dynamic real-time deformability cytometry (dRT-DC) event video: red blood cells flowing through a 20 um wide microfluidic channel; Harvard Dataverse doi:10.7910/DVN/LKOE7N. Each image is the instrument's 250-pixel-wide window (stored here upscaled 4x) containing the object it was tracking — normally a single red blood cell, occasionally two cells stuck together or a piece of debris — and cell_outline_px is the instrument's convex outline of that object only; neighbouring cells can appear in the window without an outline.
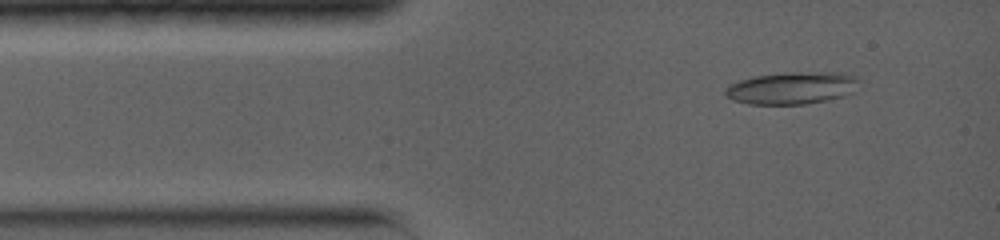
{"species": "common noctule bat (a hibernating species)", "species_latin": "Nyctalus noctula", "temperature_condition": "warm", "stored_images_in_passage": 8, "camera_frame_rate_fps": 5000, "um_per_image_px": 0.085, "animal": {"sex": "female", "body_mass_g": 19.0, "forearm_length_mm": 56.7}, "frame": {"image": 1, "passage_image": 1, "time_ms": 0.0, "image_size_px": [1000, 240], "cell_outline_px": [[860, 80], [852, 92], [844, 96], [828, 100], [804, 104], [748, 104], [732, 100], [724, 92], [728, 84], [752, 76], [784, 72], [840, 72], [856, 76]], "centroid_in_image_um": [67.31, 7.47], "position_along_channel_um": 17.7, "area_um2": 25.37}}
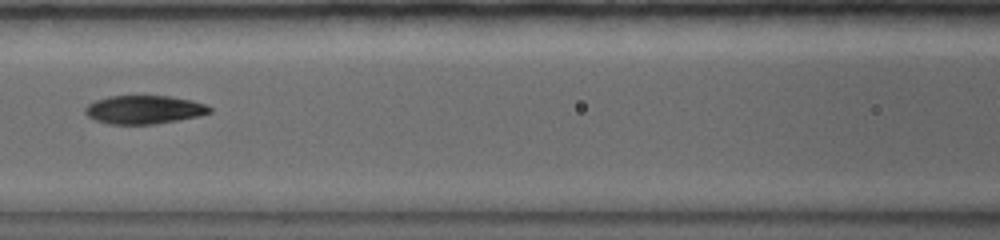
{"frame": {"image": 2, "passage_image": 5, "time_ms": 4.4, "image_size_px": [1000, 240], "cell_outline_px": [[212, 112], [200, 116], [156, 124], [108, 124], [96, 120], [88, 116], [84, 112], [84, 108], [88, 104], [96, 100], [108, 96], [172, 96], [192, 100], [204, 104], [212, 108]], "centroid_in_image_um": [12.26, 9.32], "position_along_channel_um": 154.3, "area_um2": 20.75}}
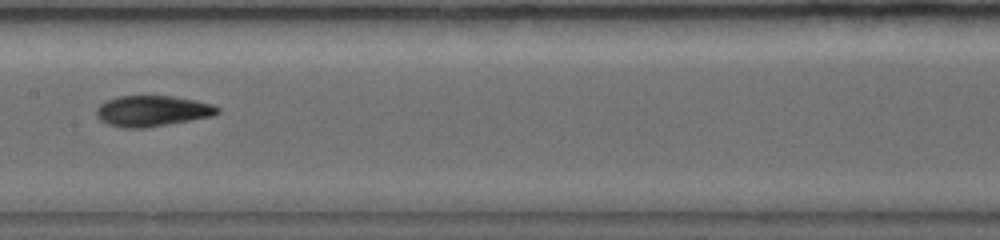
{"frame": {"image": 3, "passage_image": 6, "time_ms": 5.4, "image_size_px": [1000, 240], "cell_outline_px": [[220, 112], [212, 116], [192, 120], [148, 128], [120, 128], [108, 124], [100, 120], [96, 116], [96, 108], [100, 104], [108, 100], [120, 96], [172, 96], [196, 100], [212, 104], [220, 108]], "centroid_in_image_um": [12.95, 9.44], "position_along_channel_um": 194.5, "area_um2": 21.91}}